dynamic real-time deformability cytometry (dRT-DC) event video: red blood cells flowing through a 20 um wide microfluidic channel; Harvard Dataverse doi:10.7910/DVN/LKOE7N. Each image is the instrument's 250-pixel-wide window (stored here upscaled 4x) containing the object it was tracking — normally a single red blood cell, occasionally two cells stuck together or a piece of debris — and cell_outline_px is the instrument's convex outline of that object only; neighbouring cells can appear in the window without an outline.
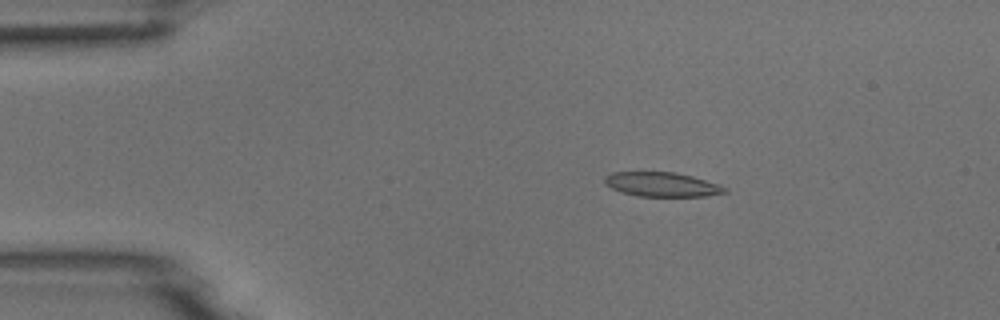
{"species": "common noctule bat (a hibernating species)", "species_latin": "Nyctalus noctula", "temperature_condition": "room temperature", "stored_images_in_passage": 7, "camera_frame_rate_fps": 3000, "um_per_image_px": 0.085, "animal": {"sex": "male", "body_mass_g": 18.8}, "frame": {"image": 1, "passage_image": 3, "time_ms": 2.333, "image_size_px": [1000, 320], "cell_outline_px": [[728, 192], [704, 196], [640, 196], [620, 192], [604, 184], [604, 176], [612, 172], [676, 172], [692, 176], [720, 184], [728, 188]], "centroid_in_image_um": [56.26, 15.67], "position_along_channel_um": 28.7, "area_um2": 17.17}}
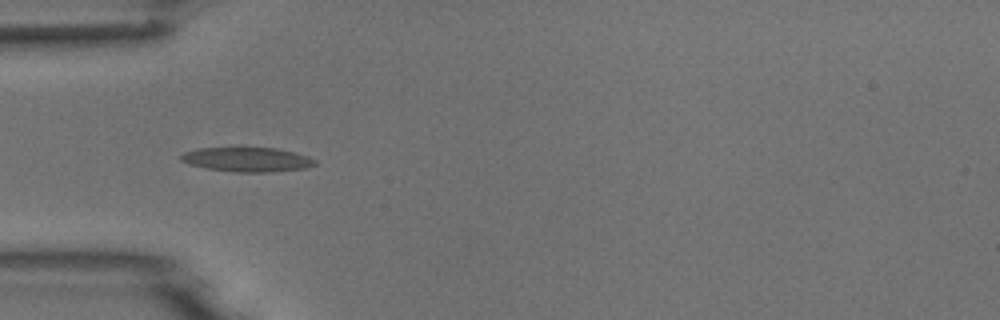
{"frame": {"image": 2, "passage_image": 5, "time_ms": 4.667, "image_size_px": [1000, 320], "cell_outline_px": [[316, 164], [304, 168], [268, 172], [232, 172], [208, 168], [188, 164], [180, 160], [180, 156], [184, 152], [196, 148], [236, 144], [240, 144], [276, 148], [296, 152], [308, 156], [316, 160]], "centroid_in_image_um": [20.94, 13.49], "position_along_channel_um": 64.1, "area_um2": 20.23}}
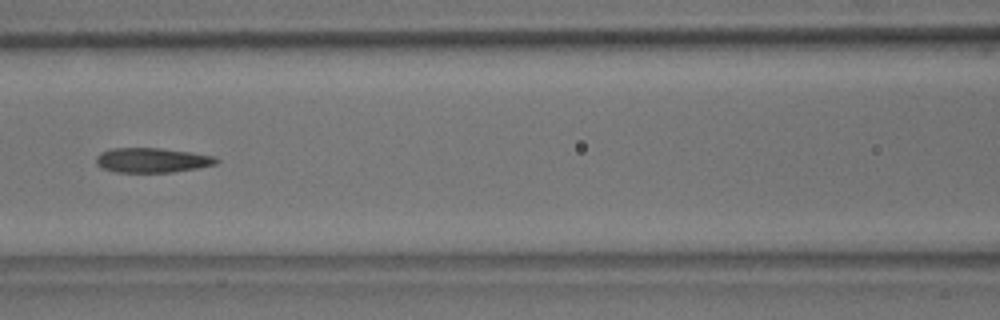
{"frame": {"image": 3, "passage_image": 7, "time_ms": 7.0, "image_size_px": [1000, 320], "cell_outline_px": [[220, 160], [216, 164], [200, 168], [172, 172], [116, 172], [100, 168], [96, 164], [96, 156], [100, 152], [112, 148], [160, 148], [192, 152], [212, 156]], "centroid_in_image_um": [12.91, 13.62], "position_along_channel_um": 153.7, "area_um2": 17.46}}